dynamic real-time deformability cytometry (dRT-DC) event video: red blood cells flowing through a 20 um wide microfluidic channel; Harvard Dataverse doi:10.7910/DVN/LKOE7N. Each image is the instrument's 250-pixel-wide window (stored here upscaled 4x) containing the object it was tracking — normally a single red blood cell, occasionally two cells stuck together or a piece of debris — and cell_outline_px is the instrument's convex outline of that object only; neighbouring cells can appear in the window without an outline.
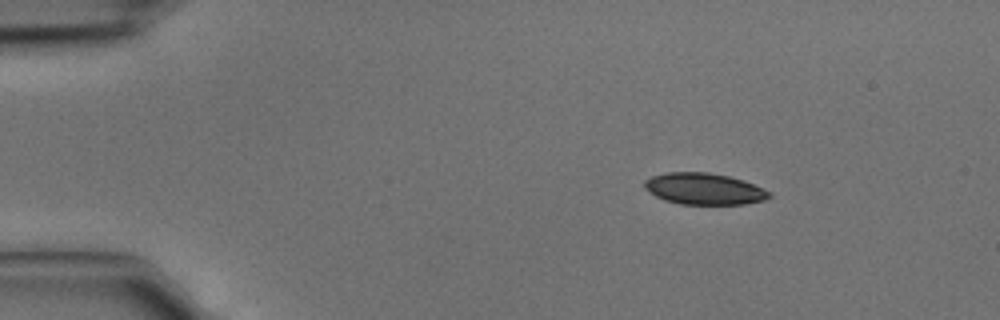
{"species": "common noctule bat (a hibernating species)", "species_latin": "Nyctalus noctula", "temperature_condition": "cold", "stored_images_in_passage": 4, "camera_frame_rate_fps": 3000, "um_per_image_px": 0.085, "animal": {"sex": "male", "body_mass_g": 15.6}, "frame": {"image": 1, "passage_image": 1, "time_ms": 0.0, "image_size_px": [1000, 320], "cell_outline_px": [[772, 196], [764, 200], [744, 204], [680, 204], [664, 200], [656, 196], [644, 188], [644, 180], [652, 176], [668, 172], [708, 172], [728, 176], [744, 180], [764, 188], [772, 192]], "centroid_in_image_um": [59.87, 16.05], "position_along_channel_um": 25.1, "area_um2": 23.0}}
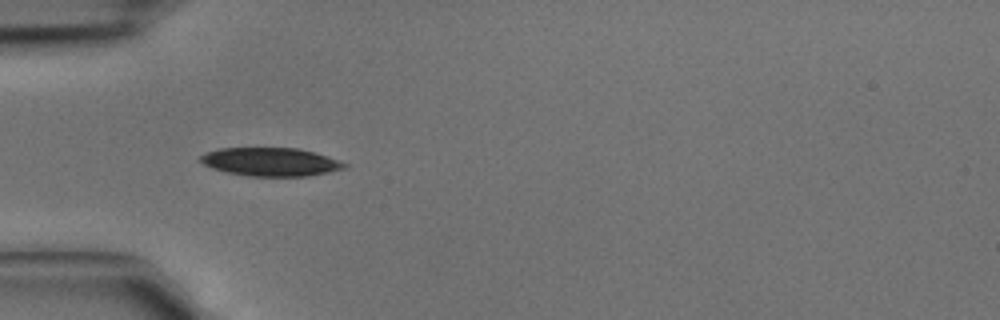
{"frame": {"image": 2, "passage_image": 3, "time_ms": 0.667, "image_size_px": [1000, 320], "cell_outline_px": [[348, 168], [308, 176], [248, 176], [228, 172], [212, 168], [196, 160], [204, 152], [220, 148], [296, 148], [328, 156], [340, 160], [348, 164]], "centroid_in_image_um": [22.99, 13.76], "position_along_channel_um": 62.0, "area_um2": 23.93}}